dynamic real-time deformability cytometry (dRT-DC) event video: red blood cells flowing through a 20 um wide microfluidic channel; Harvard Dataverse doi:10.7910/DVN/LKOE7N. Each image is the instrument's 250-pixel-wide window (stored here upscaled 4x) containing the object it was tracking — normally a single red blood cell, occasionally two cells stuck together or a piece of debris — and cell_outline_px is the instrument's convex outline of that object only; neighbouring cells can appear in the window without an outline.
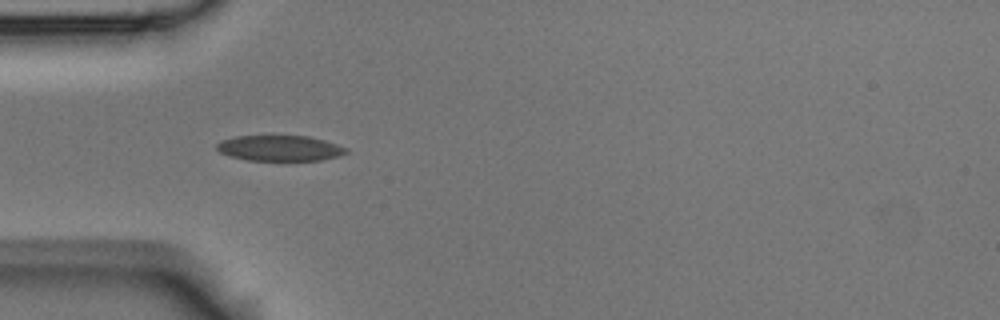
{"species": "Egyptian fruit bat (a non-hibernating species)", "species_latin": "Rousettus aegyptiacus", "temperature_condition": "room temperature", "stored_images_in_passage": 7, "camera_frame_rate_fps": 3000, "um_per_image_px": 0.085, "animal": {"sex": "male"}, "frame": {"image": 1, "passage_image": 4, "time_ms": 1.0, "image_size_px": [1000, 320], "cell_outline_px": [[348, 152], [340, 156], [320, 160], [284, 164], [248, 160], [232, 156], [220, 152], [216, 148], [216, 144], [220, 140], [236, 136], [308, 136], [324, 140], [348, 148]], "centroid_in_image_um": [23.81, 12.65], "position_along_channel_um": 61.2, "area_um2": 20.23}}
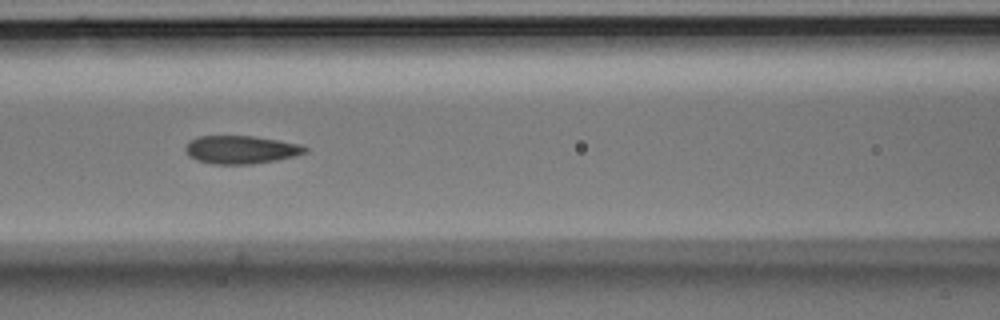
{"frame": {"image": 2, "passage_image": 6, "time_ms": 1.667, "image_size_px": [1000, 320], "cell_outline_px": [[308, 152], [276, 160], [252, 164], [212, 164], [196, 160], [188, 156], [184, 148], [196, 136], [252, 136], [280, 140], [300, 144], [308, 148]], "centroid_in_image_um": [20.48, 12.72], "position_along_channel_um": 146.1, "area_um2": 19.59}}
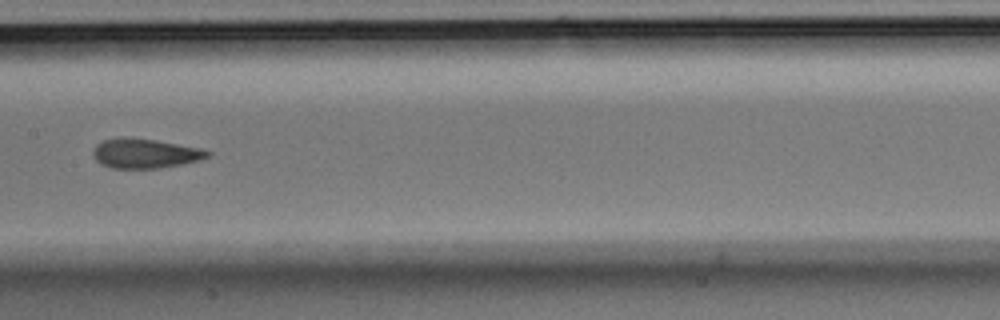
{"frame": {"image": 3, "passage_image": 7, "time_ms": 2.0, "image_size_px": [1000, 320], "cell_outline_px": [[212, 152], [208, 156], [200, 160], [160, 168], [112, 168], [100, 164], [92, 156], [92, 152], [96, 144], [104, 140], [124, 136], [156, 140], [204, 148]], "centroid_in_image_um": [12.32, 13.03], "position_along_channel_um": 195.1, "area_um2": 19.94}}